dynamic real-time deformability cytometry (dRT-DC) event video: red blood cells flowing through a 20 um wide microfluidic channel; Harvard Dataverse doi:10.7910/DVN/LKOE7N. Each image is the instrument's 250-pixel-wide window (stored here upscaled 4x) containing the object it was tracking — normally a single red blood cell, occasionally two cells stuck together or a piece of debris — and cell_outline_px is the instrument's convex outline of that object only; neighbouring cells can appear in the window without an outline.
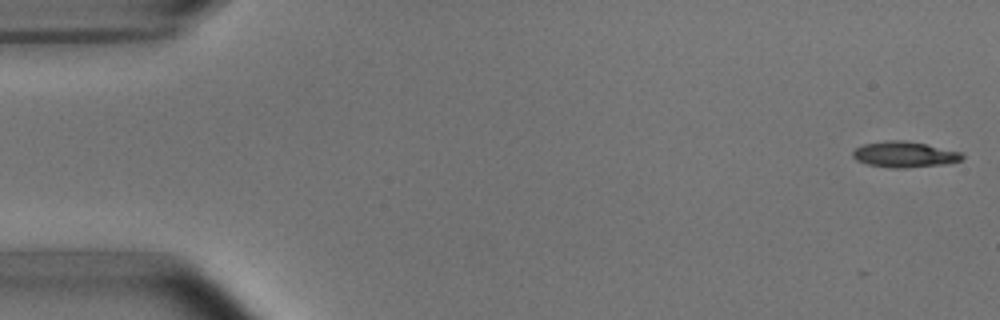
{"species": "common noctule bat (a hibernating species)", "species_latin": "Nyctalus noctula", "temperature_condition": "room temperature", "stored_images_in_passage": 6, "camera_frame_rate_fps": 3000, "um_per_image_px": 0.085, "animal": {"sex": "male", "body_mass_g": 15.6}, "frame": {"image": 1, "passage_image": 1, "time_ms": 0.0, "image_size_px": [1000, 320], "cell_outline_px": [[964, 156], [960, 160], [948, 164], [904, 168], [896, 168], [868, 164], [856, 160], [852, 156], [852, 152], [856, 148], [864, 144], [884, 140], [904, 140], [964, 152]], "centroid_in_image_um": [76.9, 13.12], "position_along_channel_um": 8.1, "area_um2": 16.47}}